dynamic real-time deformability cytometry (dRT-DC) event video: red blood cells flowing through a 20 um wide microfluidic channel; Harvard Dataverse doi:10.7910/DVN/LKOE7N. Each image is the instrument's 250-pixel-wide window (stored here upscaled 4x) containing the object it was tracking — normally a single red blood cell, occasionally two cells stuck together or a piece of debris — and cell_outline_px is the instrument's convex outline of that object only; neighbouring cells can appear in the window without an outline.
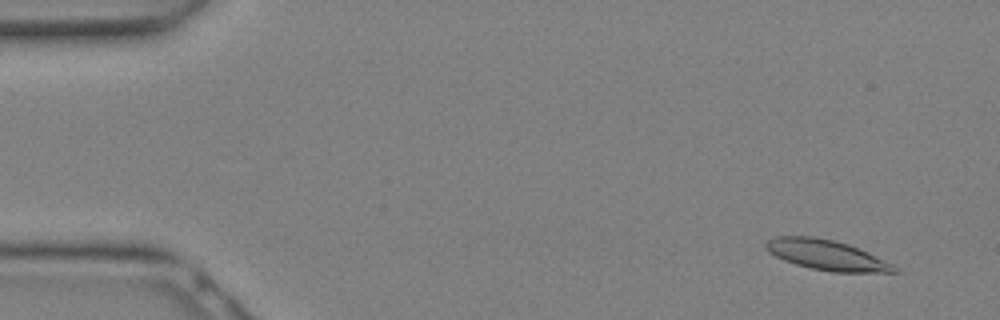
{"species": "Egyptian fruit bat (a non-hibernating species)", "species_latin": "Rousettus aegyptiacus", "temperature_condition": "warm", "stored_images_in_passage": 11, "camera_frame_rate_fps": 3000, "um_per_image_px": 0.085, "animal": {"sex": "female"}, "frame": {"image": 1, "passage_image": 1, "time_ms": 0.0, "image_size_px": [1000, 320], "cell_outline_px": [[900, 272], [832, 272], [812, 268], [796, 264], [784, 260], [768, 252], [764, 248], [764, 244], [772, 236], [812, 236], [832, 240], [848, 244], [868, 252], [892, 264]], "centroid_in_image_um": [70.21, 21.66], "position_along_channel_um": 14.8, "area_um2": 22.43}}
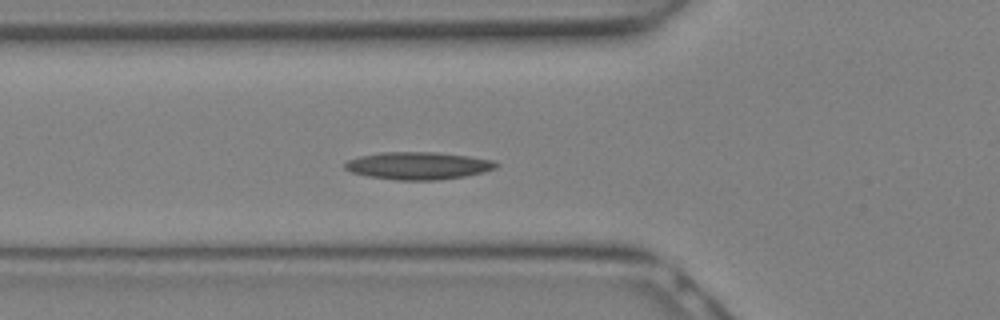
{"frame": {"image": 2, "passage_image": 9, "time_ms": 2.667, "image_size_px": [1000, 320], "cell_outline_px": [[500, 164], [496, 168], [484, 172], [464, 176], [436, 180], [396, 180], [368, 176], [352, 172], [344, 168], [344, 164], [348, 160], [360, 156], [380, 152], [436, 152], [468, 156], [492, 160]], "centroid_in_image_um": [35.55, 14.08], "position_along_channel_um": 90.3, "area_um2": 24.16}}
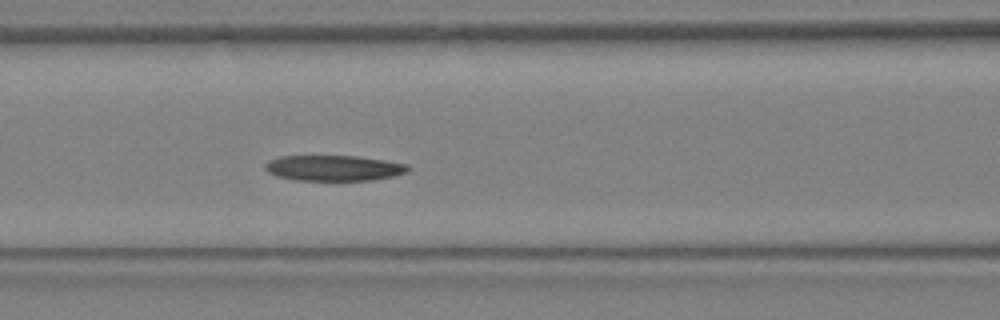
{"frame": {"image": 3, "passage_image": 11, "time_ms": 3.333, "image_size_px": [1000, 320], "cell_outline_px": [[412, 168], [408, 172], [396, 176], [372, 180], [292, 180], [276, 176], [268, 172], [264, 168], [264, 164], [268, 160], [280, 156], [356, 156], [384, 160], [408, 164]], "centroid_in_image_um": [28.38, 14.28], "position_along_channel_um": 138.2, "area_um2": 21.56}}